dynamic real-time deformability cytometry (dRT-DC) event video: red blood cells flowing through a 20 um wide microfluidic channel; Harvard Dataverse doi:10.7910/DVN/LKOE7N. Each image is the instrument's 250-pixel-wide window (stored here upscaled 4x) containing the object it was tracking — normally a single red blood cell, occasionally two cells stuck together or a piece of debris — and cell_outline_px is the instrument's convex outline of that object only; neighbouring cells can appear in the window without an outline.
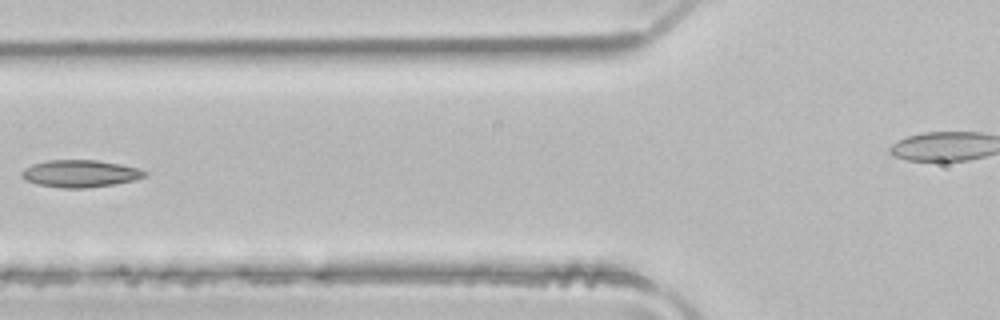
{"species": "common noctule bat (a hibernating species)", "species_latin": "Nyctalus noctula", "temperature_condition": "room temperature", "stored_images_in_passage": 5, "segment_of_instrument_passage": [1, 2], "camera_frame_rate_fps": 3000, "um_per_image_px": 0.085, "animal": {"sex": "male", "body_mass_g": 21.5, "forearm_length_mm": 52.0}, "frame": {"image": 1, "passage_image": 4, "time_ms": 1.0, "image_size_px": [1000, 320], "cell_outline_px": [[148, 172], [144, 176], [136, 180], [88, 188], [64, 188], [36, 184], [24, 180], [20, 176], [20, 172], [24, 168], [32, 164], [48, 160], [96, 160], [120, 164], [140, 168]], "centroid_in_image_um": [6.78, 14.75], "position_along_channel_um": 119.0, "area_um2": 19.65}}